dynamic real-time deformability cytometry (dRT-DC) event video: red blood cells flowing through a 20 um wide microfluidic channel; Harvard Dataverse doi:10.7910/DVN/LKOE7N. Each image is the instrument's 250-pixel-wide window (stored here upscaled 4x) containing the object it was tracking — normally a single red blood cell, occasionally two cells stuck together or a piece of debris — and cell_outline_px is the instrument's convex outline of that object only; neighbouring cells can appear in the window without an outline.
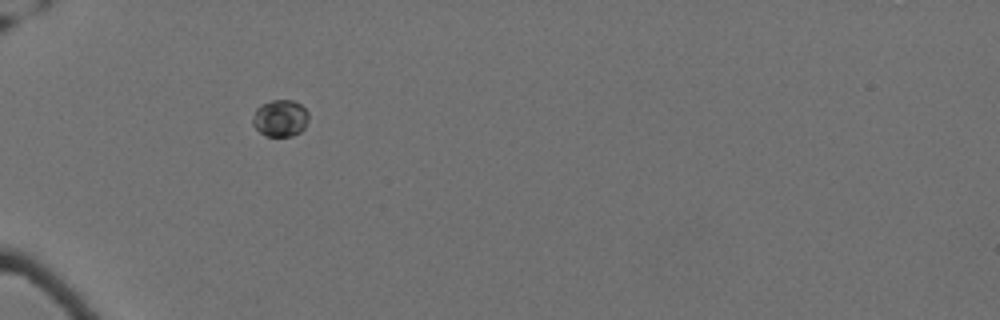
{"species": "Egyptian fruit bat (a non-hibernating species)", "species_latin": "Rousettus aegyptiacus", "temperature_condition": "cold", "stored_images_in_passage": 5, "camera_frame_rate_fps": 3000, "um_per_image_px": 0.085, "animal": {"sex": "female"}, "frame": {"image": 1, "passage_image": 1, "time_ms": 0.0, "image_size_px": [1000, 320], "cell_outline_px": [[308, 120], [304, 128], [300, 132], [292, 136], [264, 136], [252, 124], [252, 120], [256, 108], [260, 104], [272, 100], [292, 100], [300, 104], [308, 112]], "centroid_in_image_um": [23.81, 10.04], "position_along_channel_um": 61.2, "area_um2": 12.08}}
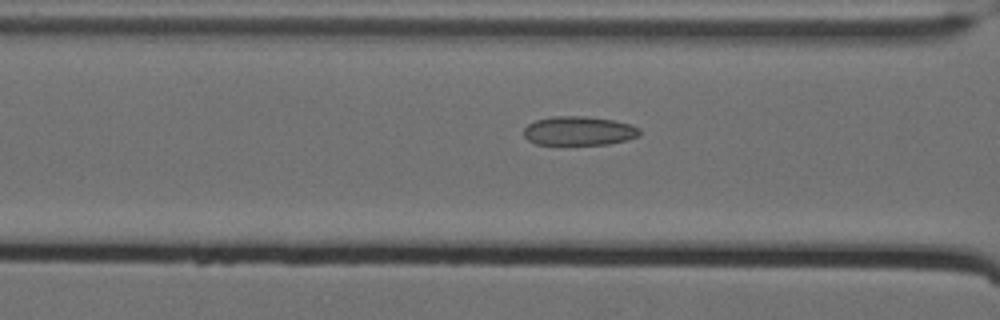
{"frame": {"image": 2, "passage_image": 3, "time_ms": 0.667, "image_size_px": [1000, 320], "cell_outline_px": [[640, 136], [628, 140], [608, 144], [536, 144], [528, 140], [524, 136], [524, 128], [528, 124], [536, 120], [552, 116], [584, 116], [612, 120], [628, 124], [640, 128]], "centroid_in_image_um": [49.21, 11.12], "position_along_channel_um": 117.4, "area_um2": 19.54}}